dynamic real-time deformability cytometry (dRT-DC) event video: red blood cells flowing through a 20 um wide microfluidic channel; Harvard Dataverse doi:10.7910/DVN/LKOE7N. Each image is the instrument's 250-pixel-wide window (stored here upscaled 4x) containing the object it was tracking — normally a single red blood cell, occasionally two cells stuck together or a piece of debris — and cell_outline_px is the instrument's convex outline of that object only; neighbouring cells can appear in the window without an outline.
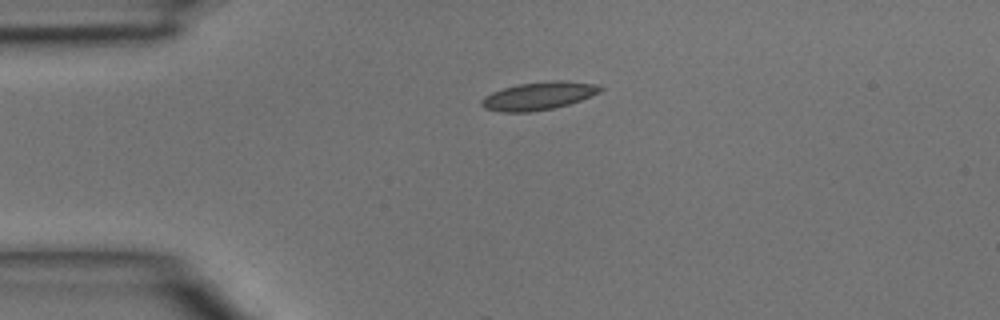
{"species": "common noctule bat (a hibernating species)", "species_latin": "Nyctalus noctula", "temperature_condition": "room temperature", "stored_images_in_passage": 2, "camera_frame_rate_fps": 3000, "um_per_image_px": 0.085, "animal": {"sex": "male", "body_mass_g": 15.6}, "frame": {"image": 1, "passage_image": 1, "time_ms": 0.0, "image_size_px": [1000, 320], "cell_outline_px": [[604, 88], [600, 92], [592, 96], [568, 104], [552, 108], [528, 112], [500, 112], [484, 108], [480, 104], [480, 100], [484, 96], [492, 92], [516, 84], [552, 80], [568, 80], [600, 84]], "centroid_in_image_um": [45.8, 8.13], "position_along_channel_um": 39.2, "area_um2": 19.59}}